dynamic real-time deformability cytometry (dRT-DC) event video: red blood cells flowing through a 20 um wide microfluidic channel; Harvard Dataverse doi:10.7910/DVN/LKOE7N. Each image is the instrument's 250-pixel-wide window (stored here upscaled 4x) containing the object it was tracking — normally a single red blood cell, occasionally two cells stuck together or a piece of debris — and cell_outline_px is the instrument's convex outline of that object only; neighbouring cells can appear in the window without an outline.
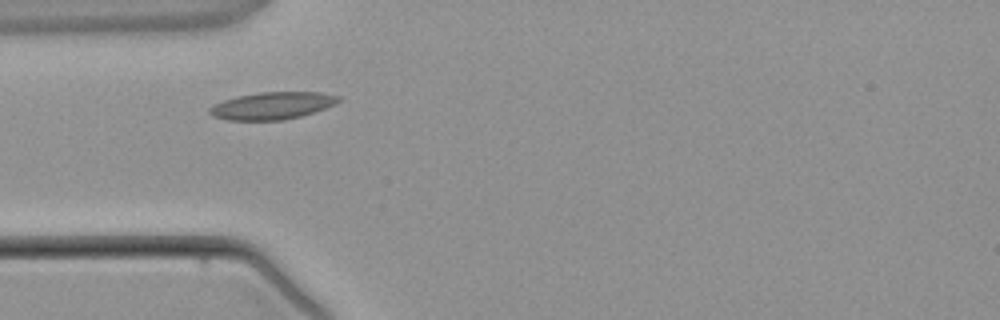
{"species": "common noctule bat (a hibernating species)", "species_latin": "Nyctalus noctula", "temperature_condition": "warm", "stored_images_in_passage": 2, "camera_frame_rate_fps": 3000, "um_per_image_px": 0.085, "animal": {"sex": "male", "body_mass_g": 21.5, "forearm_length_mm": 52.0}, "frame": {"image": 1, "passage_image": 1, "time_ms": 0.0, "image_size_px": [1000, 320], "cell_outline_px": [[344, 100], [336, 104], [300, 116], [284, 120], [228, 120], [212, 116], [208, 112], [208, 108], [224, 100], [236, 96], [260, 92], [320, 92], [340, 96]], "centroid_in_image_um": [23.16, 8.98], "position_along_channel_um": 61.8, "area_um2": 20.52}}
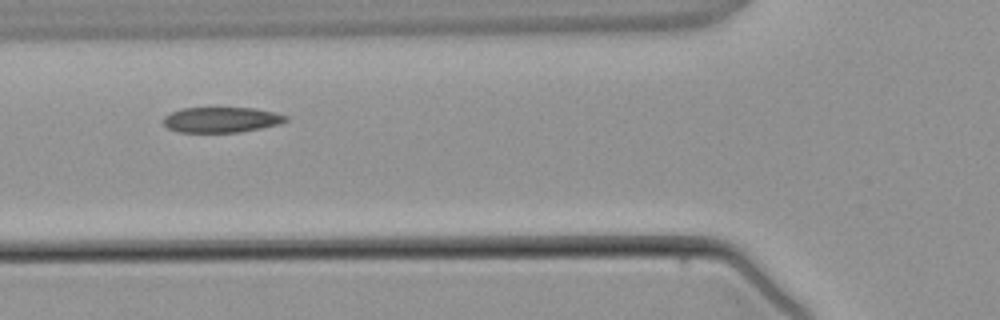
{"frame": {"image": 2, "passage_image": 2, "time_ms": 1.0, "image_size_px": [1000, 320], "cell_outline_px": [[288, 120], [280, 124], [240, 132], [180, 132], [168, 128], [164, 124], [164, 116], [172, 112], [184, 108], [256, 108], [276, 112], [288, 116]], "centroid_in_image_um": [18.86, 10.17], "position_along_channel_um": 106.9, "area_um2": 18.09}}